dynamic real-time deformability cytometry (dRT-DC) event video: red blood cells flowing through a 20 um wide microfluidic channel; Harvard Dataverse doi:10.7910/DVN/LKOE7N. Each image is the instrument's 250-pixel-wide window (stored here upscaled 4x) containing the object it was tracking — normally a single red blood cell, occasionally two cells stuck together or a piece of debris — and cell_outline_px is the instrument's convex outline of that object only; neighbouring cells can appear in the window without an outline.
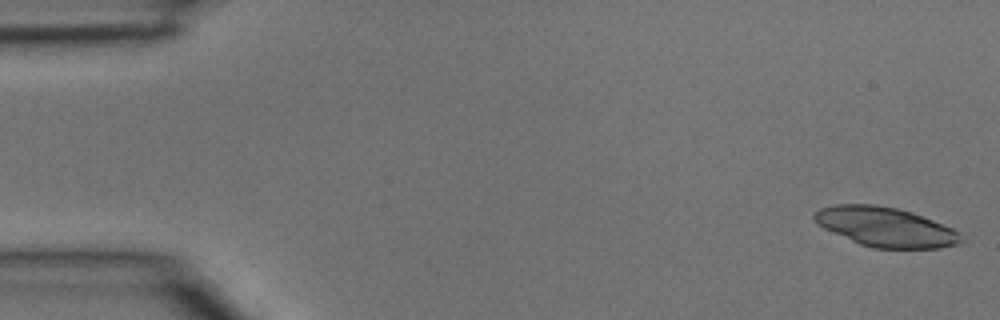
{"species": "common noctule bat (a hibernating species)", "species_latin": "Nyctalus noctula", "temperature_condition": "room temperature", "stored_images_in_passage": 11, "camera_frame_rate_fps": 3000, "um_per_image_px": 0.085, "animal": {"sex": "male", "body_mass_g": 15.6}, "frame": {"image": 1, "passage_image": 1, "time_ms": 0.0, "image_size_px": [1000, 320], "cell_outline_px": [[964, 240], [956, 244], [940, 248], [872, 248], [860, 244], [824, 228], [812, 216], [820, 208], [836, 204], [876, 204], [896, 208], [912, 212], [952, 228], [960, 232]], "centroid_in_image_um": [75.29, 19.29], "position_along_channel_um": 9.7, "area_um2": 33.47}}